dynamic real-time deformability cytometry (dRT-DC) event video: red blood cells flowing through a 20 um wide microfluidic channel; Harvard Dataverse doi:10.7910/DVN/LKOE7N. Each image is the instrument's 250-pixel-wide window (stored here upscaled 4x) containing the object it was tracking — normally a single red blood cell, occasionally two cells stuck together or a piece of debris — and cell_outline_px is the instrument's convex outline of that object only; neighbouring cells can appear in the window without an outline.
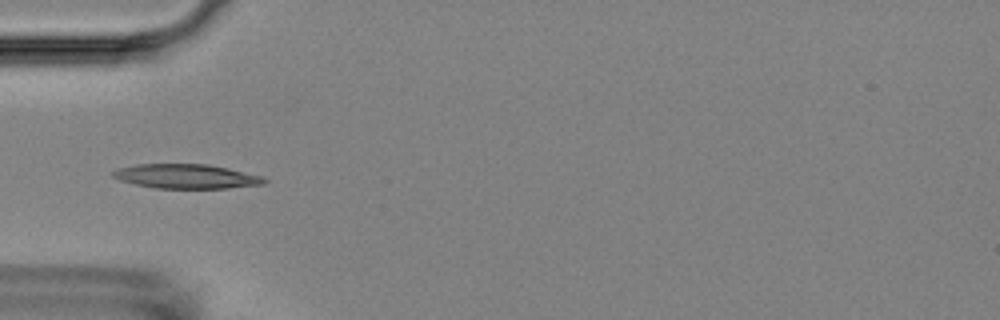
{"species": "Egyptian fruit bat (a non-hibernating species)", "species_latin": "Rousettus aegyptiacus", "temperature_condition": "room temperature", "stored_images_in_passage": 6, "camera_frame_rate_fps": 3000, "um_per_image_px": 0.085, "animal": {"sex": "female"}, "frame": {"image": 1, "passage_image": 6, "time_ms": 5.667, "image_size_px": [1000, 320], "cell_outline_px": [[268, 180], [264, 184], [228, 188], [156, 188], [136, 184], [120, 180], [112, 176], [112, 172], [116, 168], [136, 164], [208, 164], [228, 168], [260, 176]], "centroid_in_image_um": [15.81, 14.98], "position_along_channel_um": 69.2, "area_um2": 21.39}}